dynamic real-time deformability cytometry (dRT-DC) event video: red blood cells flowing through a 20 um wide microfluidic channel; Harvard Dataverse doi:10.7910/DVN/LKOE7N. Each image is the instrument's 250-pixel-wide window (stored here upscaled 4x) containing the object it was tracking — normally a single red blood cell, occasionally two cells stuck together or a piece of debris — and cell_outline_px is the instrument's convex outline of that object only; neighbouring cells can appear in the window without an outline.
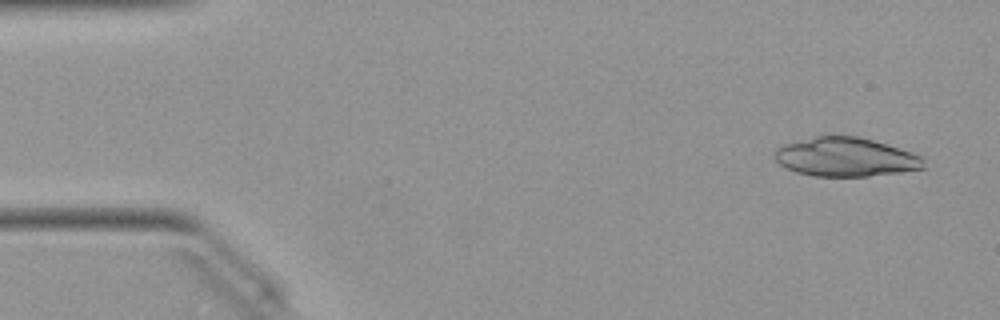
{"species": "Egyptian fruit bat (a non-hibernating species)", "species_latin": "Rousettus aegyptiacus", "temperature_condition": "warm", "stored_images_in_passage": 48, "camera_frame_rate_fps": 3000, "um_per_image_px": 0.085, "animal": {"sex": "female"}, "frame": {"image": 1, "passage_image": 2, "time_ms": 0.333, "image_size_px": [1000, 320], "cell_outline_px": [[924, 168], [900, 172], [868, 176], [812, 176], [796, 172], [784, 168], [772, 156], [776, 148], [784, 144], [816, 136], [856, 136], [872, 140], [900, 148], [912, 152], [920, 156], [924, 160]], "centroid_in_image_um": [71.84, 13.36], "position_along_channel_um": 13.2, "area_um2": 33.76}}
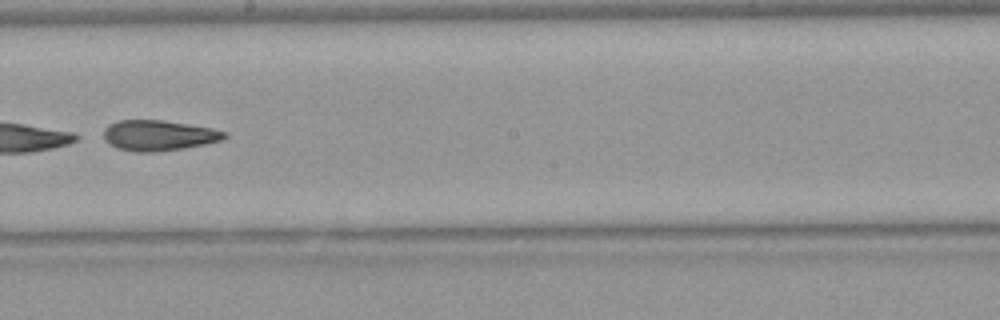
{"frame": {"image": 2, "passage_image": 27, "time_ms": 8.667, "image_size_px": [1000, 320], "cell_outline_px": [[228, 136], [220, 140], [204, 144], [184, 148], [156, 152], [136, 152], [116, 148], [108, 144], [104, 140], [104, 128], [108, 124], [116, 120], [164, 120], [212, 128], [228, 132]], "centroid_in_image_um": [13.45, 11.51], "position_along_channel_um": 234.8, "area_um2": 21.68}}